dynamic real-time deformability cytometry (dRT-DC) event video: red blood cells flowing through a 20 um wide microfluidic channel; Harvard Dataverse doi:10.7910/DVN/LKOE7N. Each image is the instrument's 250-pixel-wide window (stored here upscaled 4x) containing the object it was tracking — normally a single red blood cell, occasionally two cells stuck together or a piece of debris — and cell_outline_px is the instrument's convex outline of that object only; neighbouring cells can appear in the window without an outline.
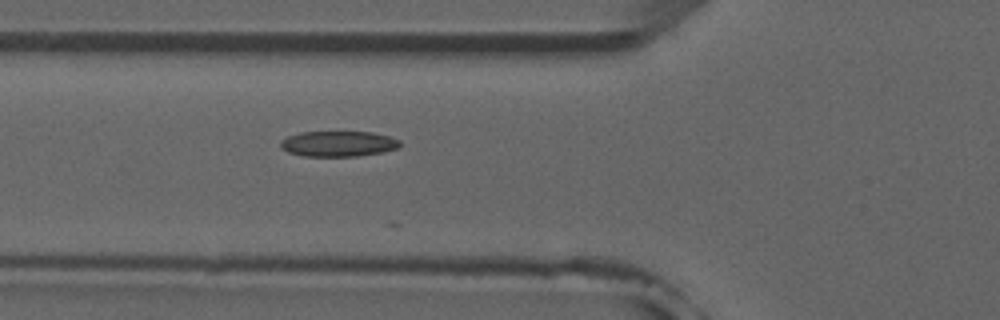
{"species": "common noctule bat (a hibernating species)", "species_latin": "Nyctalus noctula", "temperature_condition": "room temperature", "stored_images_in_passage": 6, "camera_frame_rate_fps": 3000, "um_per_image_px": 0.085, "animal": {"sex": "male", "forearm_length_mm": 52.5}, "frame": {"image": 1, "passage_image": 6, "time_ms": 6.0, "image_size_px": [1000, 320], "cell_outline_px": [[400, 148], [380, 152], [356, 156], [304, 156], [288, 152], [280, 144], [280, 140], [288, 136], [300, 132], [372, 132], [388, 136], [400, 140]], "centroid_in_image_um": [28.76, 12.21], "position_along_channel_um": 97.0, "area_um2": 17.63}}